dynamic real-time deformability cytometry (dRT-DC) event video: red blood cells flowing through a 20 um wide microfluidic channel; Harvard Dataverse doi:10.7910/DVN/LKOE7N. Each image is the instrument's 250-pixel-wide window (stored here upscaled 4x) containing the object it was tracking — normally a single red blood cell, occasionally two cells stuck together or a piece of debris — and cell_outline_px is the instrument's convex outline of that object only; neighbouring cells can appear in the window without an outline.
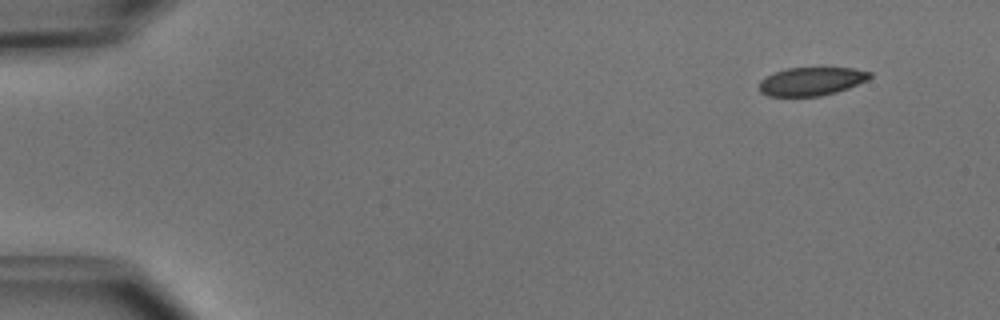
{"species": "common noctule bat (a hibernating species)", "species_latin": "Nyctalus noctula", "temperature_condition": "cold", "stored_images_in_passage": 47, "camera_frame_rate_fps": 3000, "um_per_image_px": 0.085, "animal": {"sex": "male", "body_mass_g": 15.6}, "frame": {"image": 1, "passage_image": 1, "time_ms": 0.0, "image_size_px": [1000, 320], "cell_outline_px": [[872, 76], [868, 80], [848, 88], [836, 92], [820, 96], [768, 96], [760, 92], [760, 80], [776, 72], [788, 68], [852, 68], [872, 72]], "centroid_in_image_um": [69.0, 6.92], "position_along_channel_um": 16.0, "area_um2": 18.15}}
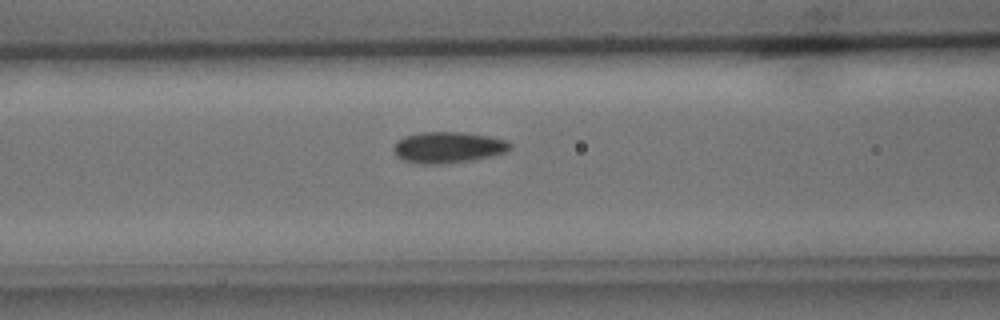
{"frame": {"image": 2, "passage_image": 18, "time_ms": 5.667, "image_size_px": [1000, 320], "cell_outline_px": [[512, 148], [508, 152], [492, 156], [468, 160], [440, 164], [420, 164], [404, 160], [396, 156], [396, 144], [404, 136], [420, 132], [460, 132], [488, 136], [508, 140], [512, 144]], "centroid_in_image_um": [38.16, 12.52], "position_along_channel_um": 128.4, "area_um2": 20.98}}
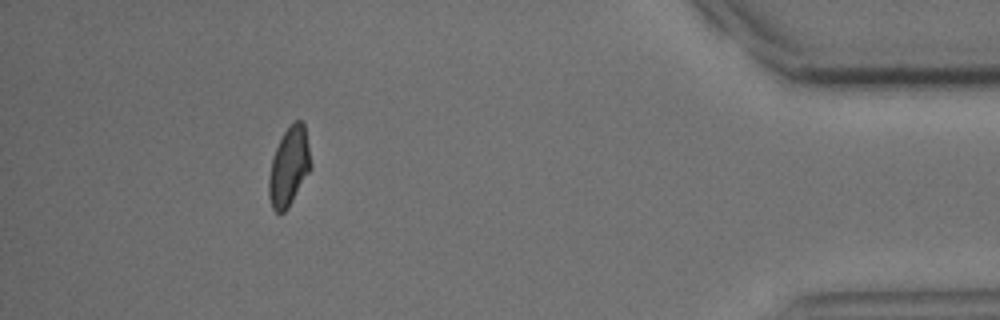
{"frame": {"image": 3, "passage_image": 43, "time_ms": 14.0, "image_size_px": [1000, 320], "cell_outline_px": [[312, 168], [288, 208], [284, 212], [276, 212], [272, 208], [268, 196], [268, 180], [272, 156], [284, 132], [296, 120], [300, 120], [304, 124], [312, 164]], "centroid_in_image_um": [24.56, 14.2], "position_along_channel_um": 410.6, "area_um2": 19.25}, "authors_computed_cell_mechanics": {"area_um2": 20.1144, "velocity_mm_per_s": 3.9742, "shape_relaxation_time_tau1_ms": 3.4489, "shape_relaxation_time_tau2_ms": 2.0648, "deformation_change_tau1": 0.1014, "deformation_change_tau2": 0.0483}}